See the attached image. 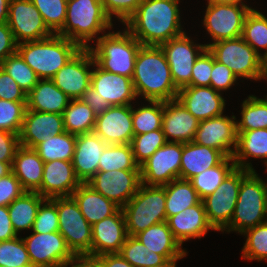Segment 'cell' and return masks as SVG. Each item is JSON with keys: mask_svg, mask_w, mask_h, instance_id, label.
<instances>
[{"mask_svg": "<svg viewBox=\"0 0 267 267\" xmlns=\"http://www.w3.org/2000/svg\"><path fill=\"white\" fill-rule=\"evenodd\" d=\"M7 23L17 44L53 35L31 0H10Z\"/></svg>", "mask_w": 267, "mask_h": 267, "instance_id": "obj_15", "label": "cell"}, {"mask_svg": "<svg viewBox=\"0 0 267 267\" xmlns=\"http://www.w3.org/2000/svg\"><path fill=\"white\" fill-rule=\"evenodd\" d=\"M241 121H236L237 133L255 129H267V102L254 95L242 102Z\"/></svg>", "mask_w": 267, "mask_h": 267, "instance_id": "obj_40", "label": "cell"}, {"mask_svg": "<svg viewBox=\"0 0 267 267\" xmlns=\"http://www.w3.org/2000/svg\"><path fill=\"white\" fill-rule=\"evenodd\" d=\"M140 170L131 144L107 145L100 156L98 171Z\"/></svg>", "mask_w": 267, "mask_h": 267, "instance_id": "obj_39", "label": "cell"}, {"mask_svg": "<svg viewBox=\"0 0 267 267\" xmlns=\"http://www.w3.org/2000/svg\"><path fill=\"white\" fill-rule=\"evenodd\" d=\"M176 262H177V260H171V261H167L163 265H159V266H155V267H176Z\"/></svg>", "mask_w": 267, "mask_h": 267, "instance_id": "obj_66", "label": "cell"}, {"mask_svg": "<svg viewBox=\"0 0 267 267\" xmlns=\"http://www.w3.org/2000/svg\"><path fill=\"white\" fill-rule=\"evenodd\" d=\"M87 184L123 208L137 193L141 184L140 170L98 171Z\"/></svg>", "mask_w": 267, "mask_h": 267, "instance_id": "obj_16", "label": "cell"}, {"mask_svg": "<svg viewBox=\"0 0 267 267\" xmlns=\"http://www.w3.org/2000/svg\"><path fill=\"white\" fill-rule=\"evenodd\" d=\"M58 230L57 206L51 199H46L38 209L31 231L35 233H52Z\"/></svg>", "mask_w": 267, "mask_h": 267, "instance_id": "obj_50", "label": "cell"}, {"mask_svg": "<svg viewBox=\"0 0 267 267\" xmlns=\"http://www.w3.org/2000/svg\"><path fill=\"white\" fill-rule=\"evenodd\" d=\"M179 0H143L124 23L144 46H160L185 33L180 22Z\"/></svg>", "mask_w": 267, "mask_h": 267, "instance_id": "obj_1", "label": "cell"}, {"mask_svg": "<svg viewBox=\"0 0 267 267\" xmlns=\"http://www.w3.org/2000/svg\"><path fill=\"white\" fill-rule=\"evenodd\" d=\"M107 145L94 132L76 135L72 164L81 183H87L98 172L100 156Z\"/></svg>", "mask_w": 267, "mask_h": 267, "instance_id": "obj_26", "label": "cell"}, {"mask_svg": "<svg viewBox=\"0 0 267 267\" xmlns=\"http://www.w3.org/2000/svg\"><path fill=\"white\" fill-rule=\"evenodd\" d=\"M0 99L15 102H27V93L18 83L0 67Z\"/></svg>", "mask_w": 267, "mask_h": 267, "instance_id": "obj_53", "label": "cell"}, {"mask_svg": "<svg viewBox=\"0 0 267 267\" xmlns=\"http://www.w3.org/2000/svg\"><path fill=\"white\" fill-rule=\"evenodd\" d=\"M80 100L87 104L93 110L96 116L101 115L104 111L111 107L110 103L102 98L91 87L88 88Z\"/></svg>", "mask_w": 267, "mask_h": 267, "instance_id": "obj_58", "label": "cell"}, {"mask_svg": "<svg viewBox=\"0 0 267 267\" xmlns=\"http://www.w3.org/2000/svg\"><path fill=\"white\" fill-rule=\"evenodd\" d=\"M71 196L91 226L114 215L120 209L118 205L95 191L87 183H81Z\"/></svg>", "mask_w": 267, "mask_h": 267, "instance_id": "obj_30", "label": "cell"}, {"mask_svg": "<svg viewBox=\"0 0 267 267\" xmlns=\"http://www.w3.org/2000/svg\"><path fill=\"white\" fill-rule=\"evenodd\" d=\"M210 77V86L219 93L228 90L238 80L234 73L227 66L215 60L214 56Z\"/></svg>", "mask_w": 267, "mask_h": 267, "instance_id": "obj_54", "label": "cell"}, {"mask_svg": "<svg viewBox=\"0 0 267 267\" xmlns=\"http://www.w3.org/2000/svg\"><path fill=\"white\" fill-rule=\"evenodd\" d=\"M98 257L102 260L103 267H134L119 253L103 254Z\"/></svg>", "mask_w": 267, "mask_h": 267, "instance_id": "obj_61", "label": "cell"}, {"mask_svg": "<svg viewBox=\"0 0 267 267\" xmlns=\"http://www.w3.org/2000/svg\"><path fill=\"white\" fill-rule=\"evenodd\" d=\"M64 129L74 135L92 133L96 124L93 110L80 99H71L63 112Z\"/></svg>", "mask_w": 267, "mask_h": 267, "instance_id": "obj_36", "label": "cell"}, {"mask_svg": "<svg viewBox=\"0 0 267 267\" xmlns=\"http://www.w3.org/2000/svg\"><path fill=\"white\" fill-rule=\"evenodd\" d=\"M262 79H267V55L262 58Z\"/></svg>", "mask_w": 267, "mask_h": 267, "instance_id": "obj_65", "label": "cell"}, {"mask_svg": "<svg viewBox=\"0 0 267 267\" xmlns=\"http://www.w3.org/2000/svg\"><path fill=\"white\" fill-rule=\"evenodd\" d=\"M160 47L168 61L175 86L178 89L188 86L195 61L207 47L203 44H194L186 33L170 39Z\"/></svg>", "mask_w": 267, "mask_h": 267, "instance_id": "obj_14", "label": "cell"}, {"mask_svg": "<svg viewBox=\"0 0 267 267\" xmlns=\"http://www.w3.org/2000/svg\"><path fill=\"white\" fill-rule=\"evenodd\" d=\"M24 192L25 190L13 172L0 178V206H8Z\"/></svg>", "mask_w": 267, "mask_h": 267, "instance_id": "obj_55", "label": "cell"}, {"mask_svg": "<svg viewBox=\"0 0 267 267\" xmlns=\"http://www.w3.org/2000/svg\"><path fill=\"white\" fill-rule=\"evenodd\" d=\"M71 100L52 79H39L27 94V109L37 112L63 114Z\"/></svg>", "mask_w": 267, "mask_h": 267, "instance_id": "obj_32", "label": "cell"}, {"mask_svg": "<svg viewBox=\"0 0 267 267\" xmlns=\"http://www.w3.org/2000/svg\"><path fill=\"white\" fill-rule=\"evenodd\" d=\"M251 7L245 4L208 3L203 25L215 43L242 36L243 24Z\"/></svg>", "mask_w": 267, "mask_h": 267, "instance_id": "obj_11", "label": "cell"}, {"mask_svg": "<svg viewBox=\"0 0 267 267\" xmlns=\"http://www.w3.org/2000/svg\"><path fill=\"white\" fill-rule=\"evenodd\" d=\"M213 54L206 48L196 59L188 86H210Z\"/></svg>", "mask_w": 267, "mask_h": 267, "instance_id": "obj_51", "label": "cell"}, {"mask_svg": "<svg viewBox=\"0 0 267 267\" xmlns=\"http://www.w3.org/2000/svg\"><path fill=\"white\" fill-rule=\"evenodd\" d=\"M128 234L122 208L92 225L91 255L119 253Z\"/></svg>", "mask_w": 267, "mask_h": 267, "instance_id": "obj_21", "label": "cell"}, {"mask_svg": "<svg viewBox=\"0 0 267 267\" xmlns=\"http://www.w3.org/2000/svg\"><path fill=\"white\" fill-rule=\"evenodd\" d=\"M0 267H32L22 238L0 241Z\"/></svg>", "mask_w": 267, "mask_h": 267, "instance_id": "obj_48", "label": "cell"}, {"mask_svg": "<svg viewBox=\"0 0 267 267\" xmlns=\"http://www.w3.org/2000/svg\"><path fill=\"white\" fill-rule=\"evenodd\" d=\"M76 135L63 132L47 138L33 149L38 153L43 162L54 160L72 161L75 151Z\"/></svg>", "mask_w": 267, "mask_h": 267, "instance_id": "obj_37", "label": "cell"}, {"mask_svg": "<svg viewBox=\"0 0 267 267\" xmlns=\"http://www.w3.org/2000/svg\"><path fill=\"white\" fill-rule=\"evenodd\" d=\"M95 60L89 48H82L52 78L57 86L70 99H80L91 84ZM90 70V71H89Z\"/></svg>", "mask_w": 267, "mask_h": 267, "instance_id": "obj_17", "label": "cell"}, {"mask_svg": "<svg viewBox=\"0 0 267 267\" xmlns=\"http://www.w3.org/2000/svg\"><path fill=\"white\" fill-rule=\"evenodd\" d=\"M27 102L0 99V130L19 135L21 132Z\"/></svg>", "mask_w": 267, "mask_h": 267, "instance_id": "obj_49", "label": "cell"}, {"mask_svg": "<svg viewBox=\"0 0 267 267\" xmlns=\"http://www.w3.org/2000/svg\"><path fill=\"white\" fill-rule=\"evenodd\" d=\"M46 200L38 192L25 191L8 206L11 224L18 235L22 230H31L41 203Z\"/></svg>", "mask_w": 267, "mask_h": 267, "instance_id": "obj_34", "label": "cell"}, {"mask_svg": "<svg viewBox=\"0 0 267 267\" xmlns=\"http://www.w3.org/2000/svg\"><path fill=\"white\" fill-rule=\"evenodd\" d=\"M249 157L263 158L267 166V129L237 133V145L232 156L236 167L254 171L252 164L246 161Z\"/></svg>", "mask_w": 267, "mask_h": 267, "instance_id": "obj_33", "label": "cell"}, {"mask_svg": "<svg viewBox=\"0 0 267 267\" xmlns=\"http://www.w3.org/2000/svg\"><path fill=\"white\" fill-rule=\"evenodd\" d=\"M135 237L151 252L162 255L167 261L178 260L187 255L175 239L166 221L150 226Z\"/></svg>", "mask_w": 267, "mask_h": 267, "instance_id": "obj_28", "label": "cell"}, {"mask_svg": "<svg viewBox=\"0 0 267 267\" xmlns=\"http://www.w3.org/2000/svg\"><path fill=\"white\" fill-rule=\"evenodd\" d=\"M94 66L90 87L111 106L131 105L137 97L132 78L104 71L96 63Z\"/></svg>", "mask_w": 267, "mask_h": 267, "instance_id": "obj_24", "label": "cell"}, {"mask_svg": "<svg viewBox=\"0 0 267 267\" xmlns=\"http://www.w3.org/2000/svg\"><path fill=\"white\" fill-rule=\"evenodd\" d=\"M165 187V210L167 219L176 215L186 208L198 204L201 199L189 180L175 179L164 185Z\"/></svg>", "mask_w": 267, "mask_h": 267, "instance_id": "obj_35", "label": "cell"}, {"mask_svg": "<svg viewBox=\"0 0 267 267\" xmlns=\"http://www.w3.org/2000/svg\"><path fill=\"white\" fill-rule=\"evenodd\" d=\"M230 161L231 165L229 164ZM235 167L233 158L225 157L218 165L204 170L200 174L192 177L189 181L202 200L206 196L214 193L217 187Z\"/></svg>", "mask_w": 267, "mask_h": 267, "instance_id": "obj_38", "label": "cell"}, {"mask_svg": "<svg viewBox=\"0 0 267 267\" xmlns=\"http://www.w3.org/2000/svg\"><path fill=\"white\" fill-rule=\"evenodd\" d=\"M112 27L101 0H67L65 23L57 35L89 48L88 42Z\"/></svg>", "mask_w": 267, "mask_h": 267, "instance_id": "obj_4", "label": "cell"}, {"mask_svg": "<svg viewBox=\"0 0 267 267\" xmlns=\"http://www.w3.org/2000/svg\"><path fill=\"white\" fill-rule=\"evenodd\" d=\"M20 147L19 135L0 130V161L13 162Z\"/></svg>", "mask_w": 267, "mask_h": 267, "instance_id": "obj_56", "label": "cell"}, {"mask_svg": "<svg viewBox=\"0 0 267 267\" xmlns=\"http://www.w3.org/2000/svg\"><path fill=\"white\" fill-rule=\"evenodd\" d=\"M183 143L166 142L140 165L141 183L148 186H164L180 178Z\"/></svg>", "mask_w": 267, "mask_h": 267, "instance_id": "obj_12", "label": "cell"}, {"mask_svg": "<svg viewBox=\"0 0 267 267\" xmlns=\"http://www.w3.org/2000/svg\"><path fill=\"white\" fill-rule=\"evenodd\" d=\"M81 49L77 43L57 34L17 44V52L39 79H52Z\"/></svg>", "mask_w": 267, "mask_h": 267, "instance_id": "obj_3", "label": "cell"}, {"mask_svg": "<svg viewBox=\"0 0 267 267\" xmlns=\"http://www.w3.org/2000/svg\"><path fill=\"white\" fill-rule=\"evenodd\" d=\"M235 120L234 115L230 118L223 114L201 120L193 141L196 144L219 150L225 157H232L237 145Z\"/></svg>", "mask_w": 267, "mask_h": 267, "instance_id": "obj_18", "label": "cell"}, {"mask_svg": "<svg viewBox=\"0 0 267 267\" xmlns=\"http://www.w3.org/2000/svg\"><path fill=\"white\" fill-rule=\"evenodd\" d=\"M150 105L133 109L132 121L134 135H140L153 130H162L164 102L148 101Z\"/></svg>", "mask_w": 267, "mask_h": 267, "instance_id": "obj_43", "label": "cell"}, {"mask_svg": "<svg viewBox=\"0 0 267 267\" xmlns=\"http://www.w3.org/2000/svg\"><path fill=\"white\" fill-rule=\"evenodd\" d=\"M225 156L211 147L196 144L194 141L183 143L180 179L190 180L204 170L218 165Z\"/></svg>", "mask_w": 267, "mask_h": 267, "instance_id": "obj_29", "label": "cell"}, {"mask_svg": "<svg viewBox=\"0 0 267 267\" xmlns=\"http://www.w3.org/2000/svg\"><path fill=\"white\" fill-rule=\"evenodd\" d=\"M176 99L199 121L223 114L225 99L211 86H186Z\"/></svg>", "mask_w": 267, "mask_h": 267, "instance_id": "obj_20", "label": "cell"}, {"mask_svg": "<svg viewBox=\"0 0 267 267\" xmlns=\"http://www.w3.org/2000/svg\"><path fill=\"white\" fill-rule=\"evenodd\" d=\"M57 206L59 233L74 255H91L92 226L72 196L51 199Z\"/></svg>", "mask_w": 267, "mask_h": 267, "instance_id": "obj_9", "label": "cell"}, {"mask_svg": "<svg viewBox=\"0 0 267 267\" xmlns=\"http://www.w3.org/2000/svg\"><path fill=\"white\" fill-rule=\"evenodd\" d=\"M262 58L267 55V17L251 8L247 13L241 36ZM264 48L265 53H259Z\"/></svg>", "mask_w": 267, "mask_h": 267, "instance_id": "obj_42", "label": "cell"}, {"mask_svg": "<svg viewBox=\"0 0 267 267\" xmlns=\"http://www.w3.org/2000/svg\"><path fill=\"white\" fill-rule=\"evenodd\" d=\"M65 132L63 115L26 110L19 134L20 146L34 148L47 138Z\"/></svg>", "mask_w": 267, "mask_h": 267, "instance_id": "obj_22", "label": "cell"}, {"mask_svg": "<svg viewBox=\"0 0 267 267\" xmlns=\"http://www.w3.org/2000/svg\"><path fill=\"white\" fill-rule=\"evenodd\" d=\"M266 217L267 183L258 177L255 170L250 171L241 181L232 219L223 231L242 234L247 229L267 222Z\"/></svg>", "mask_w": 267, "mask_h": 267, "instance_id": "obj_6", "label": "cell"}, {"mask_svg": "<svg viewBox=\"0 0 267 267\" xmlns=\"http://www.w3.org/2000/svg\"><path fill=\"white\" fill-rule=\"evenodd\" d=\"M93 132L108 145L130 144L134 137L132 105L111 106L96 116Z\"/></svg>", "mask_w": 267, "mask_h": 267, "instance_id": "obj_19", "label": "cell"}, {"mask_svg": "<svg viewBox=\"0 0 267 267\" xmlns=\"http://www.w3.org/2000/svg\"><path fill=\"white\" fill-rule=\"evenodd\" d=\"M53 33L57 34L65 23L67 0H31Z\"/></svg>", "mask_w": 267, "mask_h": 267, "instance_id": "obj_47", "label": "cell"}, {"mask_svg": "<svg viewBox=\"0 0 267 267\" xmlns=\"http://www.w3.org/2000/svg\"><path fill=\"white\" fill-rule=\"evenodd\" d=\"M0 67L6 71L27 94L39 81L37 74L25 63L18 52L7 57L0 64Z\"/></svg>", "mask_w": 267, "mask_h": 267, "instance_id": "obj_44", "label": "cell"}, {"mask_svg": "<svg viewBox=\"0 0 267 267\" xmlns=\"http://www.w3.org/2000/svg\"><path fill=\"white\" fill-rule=\"evenodd\" d=\"M143 0H101L105 13L112 20V16L125 23L136 11Z\"/></svg>", "mask_w": 267, "mask_h": 267, "instance_id": "obj_52", "label": "cell"}, {"mask_svg": "<svg viewBox=\"0 0 267 267\" xmlns=\"http://www.w3.org/2000/svg\"><path fill=\"white\" fill-rule=\"evenodd\" d=\"M249 172V170L235 167L214 193L202 199L207 219L215 231H223L230 224L241 181Z\"/></svg>", "mask_w": 267, "mask_h": 267, "instance_id": "obj_10", "label": "cell"}, {"mask_svg": "<svg viewBox=\"0 0 267 267\" xmlns=\"http://www.w3.org/2000/svg\"><path fill=\"white\" fill-rule=\"evenodd\" d=\"M247 238L242 249V259L267 261V222L242 233Z\"/></svg>", "mask_w": 267, "mask_h": 267, "instance_id": "obj_45", "label": "cell"}, {"mask_svg": "<svg viewBox=\"0 0 267 267\" xmlns=\"http://www.w3.org/2000/svg\"><path fill=\"white\" fill-rule=\"evenodd\" d=\"M17 236L12 227L7 206H0V241H8Z\"/></svg>", "mask_w": 267, "mask_h": 267, "instance_id": "obj_59", "label": "cell"}, {"mask_svg": "<svg viewBox=\"0 0 267 267\" xmlns=\"http://www.w3.org/2000/svg\"><path fill=\"white\" fill-rule=\"evenodd\" d=\"M12 162H1L0 161V178L7 176L12 172Z\"/></svg>", "mask_w": 267, "mask_h": 267, "instance_id": "obj_63", "label": "cell"}, {"mask_svg": "<svg viewBox=\"0 0 267 267\" xmlns=\"http://www.w3.org/2000/svg\"><path fill=\"white\" fill-rule=\"evenodd\" d=\"M11 167L25 191L36 192L41 187L44 162L33 148L20 146Z\"/></svg>", "mask_w": 267, "mask_h": 267, "instance_id": "obj_31", "label": "cell"}, {"mask_svg": "<svg viewBox=\"0 0 267 267\" xmlns=\"http://www.w3.org/2000/svg\"><path fill=\"white\" fill-rule=\"evenodd\" d=\"M96 47H89L95 63L104 71L132 78L137 53L142 44L127 30L97 37Z\"/></svg>", "mask_w": 267, "mask_h": 267, "instance_id": "obj_5", "label": "cell"}, {"mask_svg": "<svg viewBox=\"0 0 267 267\" xmlns=\"http://www.w3.org/2000/svg\"><path fill=\"white\" fill-rule=\"evenodd\" d=\"M135 93L146 101H169L177 97L165 54L160 46L142 45L137 53L132 76Z\"/></svg>", "mask_w": 267, "mask_h": 267, "instance_id": "obj_2", "label": "cell"}, {"mask_svg": "<svg viewBox=\"0 0 267 267\" xmlns=\"http://www.w3.org/2000/svg\"><path fill=\"white\" fill-rule=\"evenodd\" d=\"M81 182L72 161L54 160L44 163L41 187L36 191L45 199L71 196Z\"/></svg>", "mask_w": 267, "mask_h": 267, "instance_id": "obj_23", "label": "cell"}, {"mask_svg": "<svg viewBox=\"0 0 267 267\" xmlns=\"http://www.w3.org/2000/svg\"><path fill=\"white\" fill-rule=\"evenodd\" d=\"M165 187L140 184L137 193L122 208L129 236L167 221Z\"/></svg>", "mask_w": 267, "mask_h": 267, "instance_id": "obj_7", "label": "cell"}, {"mask_svg": "<svg viewBox=\"0 0 267 267\" xmlns=\"http://www.w3.org/2000/svg\"><path fill=\"white\" fill-rule=\"evenodd\" d=\"M22 239L32 267H65L66 263L74 256L59 231L52 233L32 232L31 235Z\"/></svg>", "mask_w": 267, "mask_h": 267, "instance_id": "obj_13", "label": "cell"}, {"mask_svg": "<svg viewBox=\"0 0 267 267\" xmlns=\"http://www.w3.org/2000/svg\"><path fill=\"white\" fill-rule=\"evenodd\" d=\"M166 222L181 246L186 240L200 239L207 234L208 230H215L207 219L202 200L198 204L170 216Z\"/></svg>", "mask_w": 267, "mask_h": 267, "instance_id": "obj_27", "label": "cell"}, {"mask_svg": "<svg viewBox=\"0 0 267 267\" xmlns=\"http://www.w3.org/2000/svg\"><path fill=\"white\" fill-rule=\"evenodd\" d=\"M166 142L167 140L162 130H153L148 133L134 135L130 144L135 162L140 166Z\"/></svg>", "mask_w": 267, "mask_h": 267, "instance_id": "obj_46", "label": "cell"}, {"mask_svg": "<svg viewBox=\"0 0 267 267\" xmlns=\"http://www.w3.org/2000/svg\"><path fill=\"white\" fill-rule=\"evenodd\" d=\"M119 254L134 267H155L167 262L162 255L150 252L135 236H127Z\"/></svg>", "mask_w": 267, "mask_h": 267, "instance_id": "obj_41", "label": "cell"}, {"mask_svg": "<svg viewBox=\"0 0 267 267\" xmlns=\"http://www.w3.org/2000/svg\"><path fill=\"white\" fill-rule=\"evenodd\" d=\"M10 0H0V24L7 23Z\"/></svg>", "mask_w": 267, "mask_h": 267, "instance_id": "obj_62", "label": "cell"}, {"mask_svg": "<svg viewBox=\"0 0 267 267\" xmlns=\"http://www.w3.org/2000/svg\"><path fill=\"white\" fill-rule=\"evenodd\" d=\"M204 45L237 78L262 79V57L242 37Z\"/></svg>", "mask_w": 267, "mask_h": 267, "instance_id": "obj_8", "label": "cell"}, {"mask_svg": "<svg viewBox=\"0 0 267 267\" xmlns=\"http://www.w3.org/2000/svg\"><path fill=\"white\" fill-rule=\"evenodd\" d=\"M207 3H234V4H245L242 0H208Z\"/></svg>", "mask_w": 267, "mask_h": 267, "instance_id": "obj_64", "label": "cell"}, {"mask_svg": "<svg viewBox=\"0 0 267 267\" xmlns=\"http://www.w3.org/2000/svg\"><path fill=\"white\" fill-rule=\"evenodd\" d=\"M17 52V43L8 23L0 24V64Z\"/></svg>", "mask_w": 267, "mask_h": 267, "instance_id": "obj_57", "label": "cell"}, {"mask_svg": "<svg viewBox=\"0 0 267 267\" xmlns=\"http://www.w3.org/2000/svg\"><path fill=\"white\" fill-rule=\"evenodd\" d=\"M103 267L102 260L98 256L88 254L74 255L65 267Z\"/></svg>", "mask_w": 267, "mask_h": 267, "instance_id": "obj_60", "label": "cell"}, {"mask_svg": "<svg viewBox=\"0 0 267 267\" xmlns=\"http://www.w3.org/2000/svg\"><path fill=\"white\" fill-rule=\"evenodd\" d=\"M200 121L177 100L164 102L162 132L167 142L189 143L195 138ZM172 137V140H169Z\"/></svg>", "mask_w": 267, "mask_h": 267, "instance_id": "obj_25", "label": "cell"}]
</instances>
